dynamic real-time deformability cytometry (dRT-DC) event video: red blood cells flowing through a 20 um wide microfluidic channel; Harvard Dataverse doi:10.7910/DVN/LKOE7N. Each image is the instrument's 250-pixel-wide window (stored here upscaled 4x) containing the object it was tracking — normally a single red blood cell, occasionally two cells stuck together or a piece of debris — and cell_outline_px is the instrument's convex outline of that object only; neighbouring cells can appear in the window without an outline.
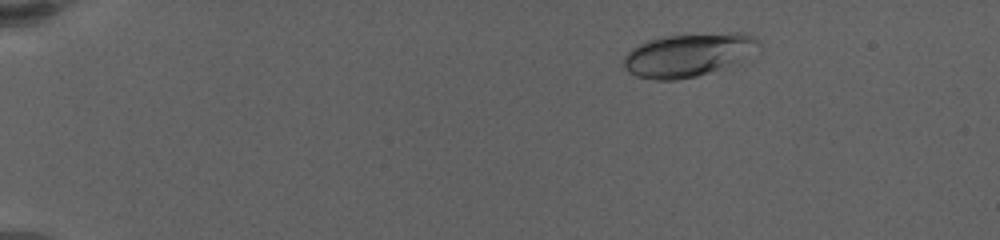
{"species": "human", "species_latin": "Homo sapiens", "temperature_condition": "warm", "stored_images_in_passage": 12, "camera_frame_rate_fps": 3000, "um_per_image_px": 0.085, "donor": {"sex": "female"}, "frame": {"image": 1, "passage_image": 4, "time_ms": 2.667, "image_size_px": [1000, 240], "cell_outline_px": [[760, 44], [732, 60], [708, 72], [696, 76], [676, 80], [656, 80], [636, 76], [628, 72], [624, 68], [624, 56], [632, 48], [648, 40], [660, 36], [732, 32], [744, 32], [756, 36], [760, 40]], "centroid_in_image_um": [58.35, 4.63], "position_along_channel_um": 26.6, "area_um2": 32.89}}
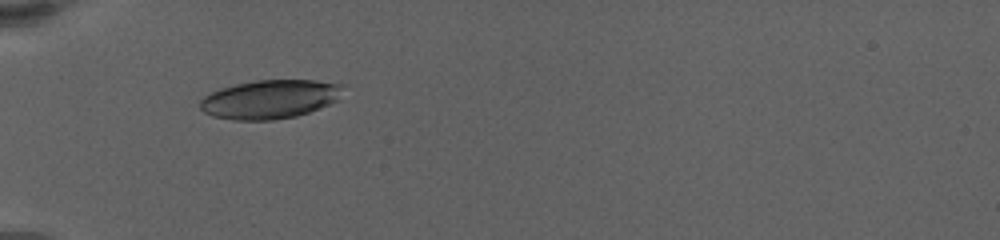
{"frame": {"image": 2, "passage_image": 9, "time_ms": 6.667, "image_size_px": [1000, 240], "cell_outline_px": [[344, 84], [336, 100], [320, 108], [296, 116], [272, 120], [232, 120], [212, 116], [204, 112], [200, 108], [200, 100], [204, 96], [220, 88], [236, 84], [256, 80], [316, 80]], "centroid_in_image_um": [22.91, 8.43], "position_along_channel_um": 62.1, "area_um2": 32.19}}
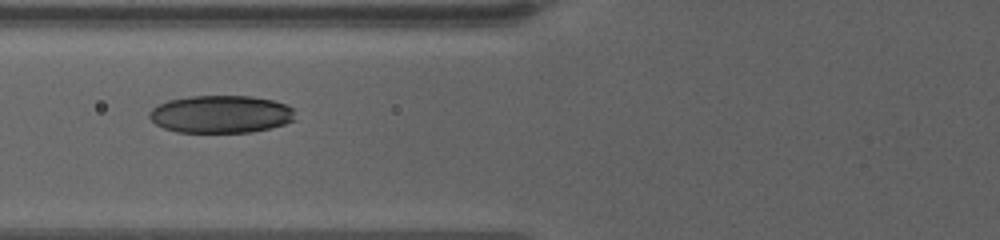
{"frame": {"image": 3, "passage_image": 11, "time_ms": 8.333, "image_size_px": [1000, 240], "cell_outline_px": [[296, 120], [272, 128], [252, 132], [176, 132], [164, 128], [156, 124], [148, 116], [148, 112], [152, 108], [168, 100], [188, 96], [252, 96], [272, 100], [284, 104], [292, 108]], "centroid_in_image_um": [18.77, 9.71], "position_along_channel_um": 107.0, "area_um2": 32.08}}